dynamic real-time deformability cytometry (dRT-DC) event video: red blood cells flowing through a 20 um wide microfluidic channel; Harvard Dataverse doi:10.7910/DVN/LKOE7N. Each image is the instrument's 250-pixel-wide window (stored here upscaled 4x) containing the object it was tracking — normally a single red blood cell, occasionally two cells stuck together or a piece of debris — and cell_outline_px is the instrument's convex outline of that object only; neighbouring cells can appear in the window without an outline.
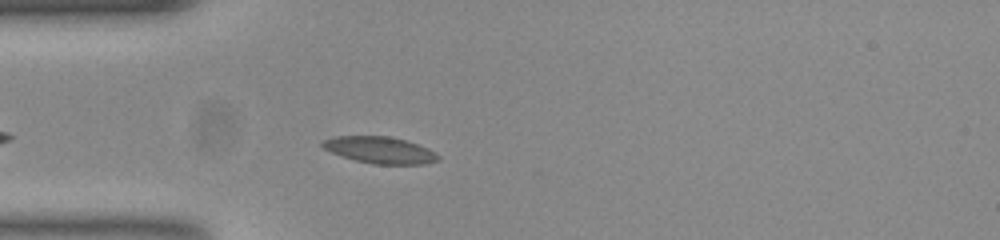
{"species": "common noctule bat (a hibernating species)", "species_latin": "Nyctalus noctula", "temperature_condition": "room temperature", "stored_images_in_passage": 35, "camera_frame_rate_fps": 3000, "um_per_image_px": 0.085, "animal": {"sex": "female", "body_mass_g": 23.0, "forearm_length_mm": 53.4}, "frame": {"image": 1, "passage_image": 6, "time_ms": 1.667, "image_size_px": [1000, 240], "cell_outline_px": [[440, 160], [424, 164], [376, 164], [356, 160], [332, 152], [324, 148], [320, 144], [324, 140], [336, 136], [388, 136], [404, 140], [428, 148], [436, 152], [440, 156]], "centroid_in_image_um": [32.33, 12.75], "position_along_channel_um": 52.7, "area_um2": 17.74}}
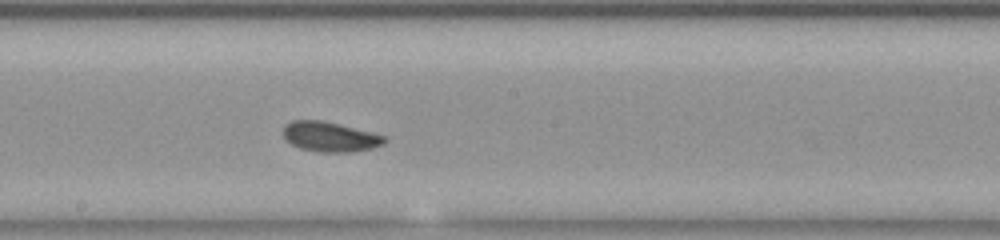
{"frame": {"image": 2, "passage_image": 20, "time_ms": 6.333, "image_size_px": [1000, 240], "cell_outline_px": [[388, 140], [384, 144], [372, 148], [348, 152], [320, 152], [300, 148], [284, 140], [284, 124], [292, 120], [320, 120], [384, 136]], "centroid_in_image_um": [28.0, 11.63], "position_along_channel_um": 220.2, "area_um2": 17.34}}
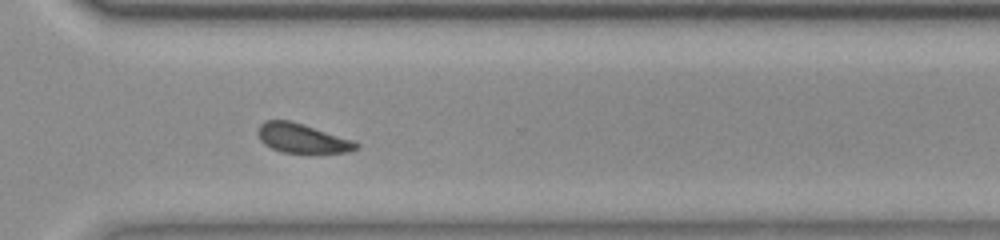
{"frame": {"image": 3, "passage_image": 30, "time_ms": 9.667, "image_size_px": [1000, 240], "cell_outline_px": [[360, 144], [356, 148], [344, 152], [280, 152], [264, 144], [260, 140], [260, 124], [264, 120], [288, 120], [352, 140]], "centroid_in_image_um": [25.64, 11.75], "position_along_channel_um": 345.0, "area_um2": 16.07}, "authors_computed_cell_mechanics": {"area_um2": 17.3978, "velocity_mm_per_s": 3.7411, "shape_relaxation_time_tau1_ms": 3.5744, "shape_relaxation_time_tau2_ms": 4.3954, "deformation_change_tau1": 0.1106, "deformation_change_tau2": 0.1141}}